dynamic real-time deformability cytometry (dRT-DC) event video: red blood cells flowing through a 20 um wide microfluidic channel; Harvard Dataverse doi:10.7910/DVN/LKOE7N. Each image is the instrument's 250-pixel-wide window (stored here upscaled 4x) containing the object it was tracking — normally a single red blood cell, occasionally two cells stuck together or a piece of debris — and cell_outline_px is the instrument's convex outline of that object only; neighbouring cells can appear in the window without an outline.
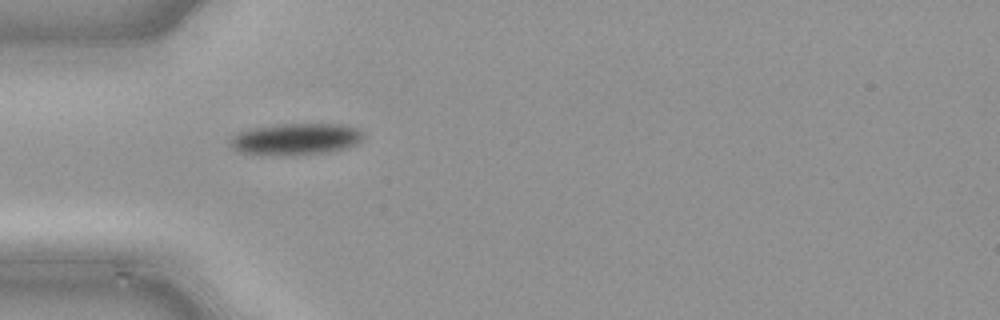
{"species": "common noctule bat (a hibernating species)", "species_latin": "Nyctalus noctula", "temperature_condition": "cold", "stored_images_in_passage": 34, "camera_frame_rate_fps": 3000, "um_per_image_px": 0.085, "animal": {"sex": "male", "body_mass_g": 21.5, "forearm_length_mm": 52.0}, "frame": {"image": 1, "passage_image": 1, "time_ms": 0.0, "image_size_px": [1000, 320], "cell_outline_px": [[364, 136], [356, 144], [344, 148], [324, 152], [292, 156], [252, 156], [236, 152], [228, 144], [228, 140], [232, 136], [240, 132], [252, 128], [276, 124], [340, 124], [356, 128]], "centroid_in_image_um": [25.0, 11.86], "position_along_channel_um": 60.0, "area_um2": 25.09}}
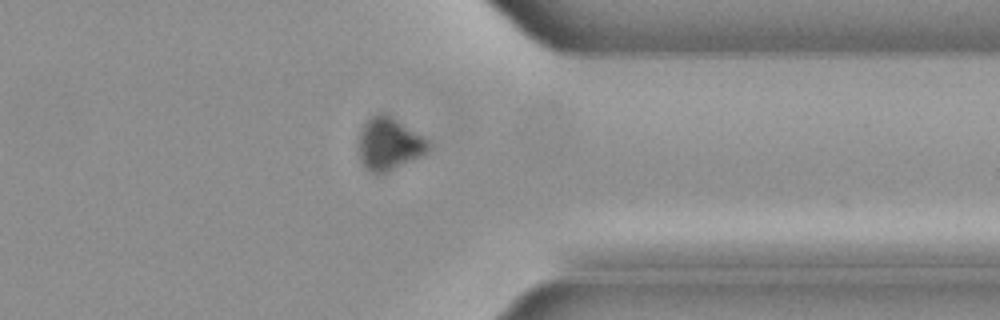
{"frame": {"image": 2, "passage_image": 24, "time_ms": 7.667, "image_size_px": [1000, 320], "cell_outline_px": [[432, 144], [428, 152], [388, 172], [368, 172], [360, 160], [356, 148], [360, 128], [364, 120], [368, 116], [376, 112], [384, 112], [392, 116], [428, 140]], "centroid_in_image_um": [33.01, 12.19], "position_along_channel_um": 378.4, "area_um2": 21.96}}
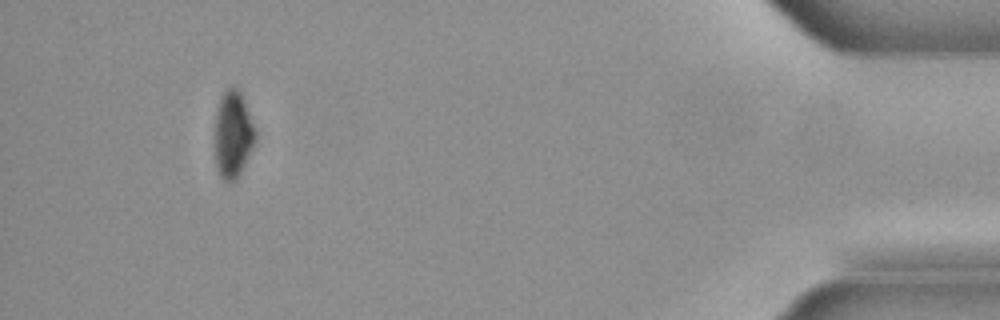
{"frame": {"image": 3, "passage_image": 31, "time_ms": 10.0, "image_size_px": [1000, 320], "cell_outline_px": [[256, 140], [236, 180], [232, 184], [228, 184], [220, 176], [216, 168], [212, 148], [216, 112], [220, 100], [224, 92], [228, 88], [236, 88], [240, 92], [256, 132]], "centroid_in_image_um": [19.74, 11.52], "position_along_channel_um": 415.5, "area_um2": 20.81}}